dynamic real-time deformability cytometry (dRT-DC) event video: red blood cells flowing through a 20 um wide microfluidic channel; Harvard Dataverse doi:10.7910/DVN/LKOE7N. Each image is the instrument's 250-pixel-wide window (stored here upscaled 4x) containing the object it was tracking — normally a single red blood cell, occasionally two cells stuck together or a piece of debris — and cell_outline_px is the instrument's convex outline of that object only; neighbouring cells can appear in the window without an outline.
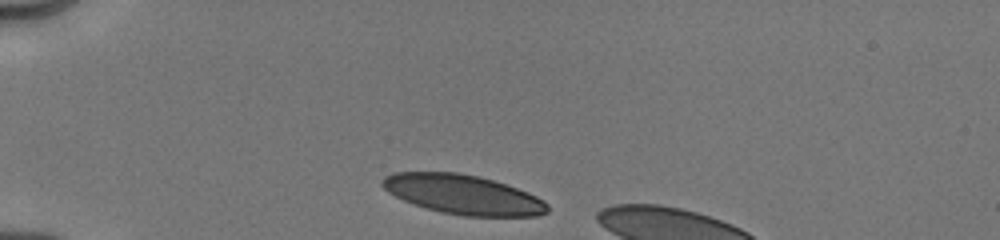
{"species": "human", "species_latin": "Homo sapiens", "temperature_condition": "cold", "stored_images_in_passage": 8, "camera_frame_rate_fps": 3000, "um_per_image_px": 0.085, "donor": {"sex": "male"}, "frame": {"image": 1, "passage_image": 1, "time_ms": 0.0, "image_size_px": [1000, 240], "cell_outline_px": [[548, 212], [536, 216], [464, 216], [440, 212], [404, 200], [388, 192], [380, 184], [380, 180], [384, 176], [392, 172], [456, 172], [476, 176], [492, 180], [528, 192], [544, 200], [548, 204]], "centroid_in_image_um": [39.34, 16.53], "position_along_channel_um": 45.7, "area_um2": 37.8}}
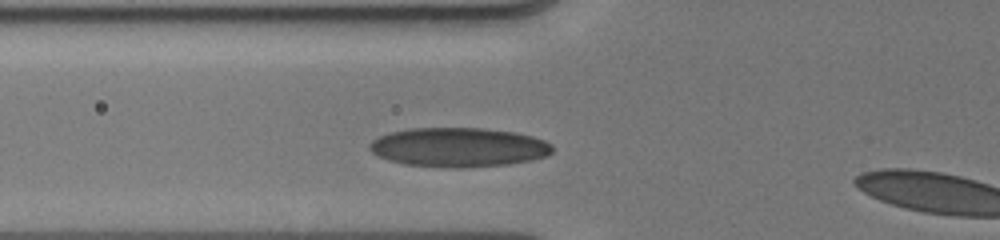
{"frame": {"image": 2, "passage_image": 7, "time_ms": 2.0, "image_size_px": [1000, 240], "cell_outline_px": [[552, 152], [544, 156], [532, 160], [508, 164], [464, 168], [448, 168], [404, 164], [388, 160], [372, 152], [368, 148], [368, 144], [372, 140], [380, 136], [392, 132], [408, 128], [484, 128], [516, 132], [532, 136], [544, 140], [552, 144]], "centroid_in_image_um": [38.98, 12.52], "position_along_channel_um": 86.8, "area_um2": 42.02}}